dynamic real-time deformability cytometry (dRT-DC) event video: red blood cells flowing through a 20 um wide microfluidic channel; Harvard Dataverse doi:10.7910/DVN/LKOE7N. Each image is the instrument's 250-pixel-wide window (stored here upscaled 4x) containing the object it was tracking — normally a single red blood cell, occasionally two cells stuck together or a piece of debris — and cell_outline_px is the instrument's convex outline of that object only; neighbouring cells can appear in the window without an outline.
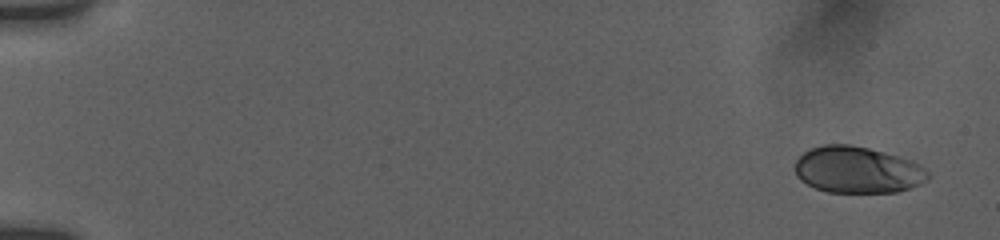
{"species": "human", "species_latin": "Homo sapiens", "temperature_condition": "room temperature", "stored_images_in_passage": 5, "camera_frame_rate_fps": 3000, "um_per_image_px": 0.085, "donor": {"sex": "female"}, "frame": {"image": 1, "passage_image": 1, "time_ms": 0.0, "image_size_px": [1000, 240], "cell_outline_px": [[932, 176], [928, 180], [920, 184], [896, 192], [828, 192], [816, 188], [800, 180], [796, 176], [792, 168], [796, 160], [804, 152], [812, 148], [824, 144], [852, 144], [868, 148], [912, 160], [920, 164]], "centroid_in_image_um": [72.87, 14.43], "position_along_channel_um": 12.1, "area_um2": 36.3}}
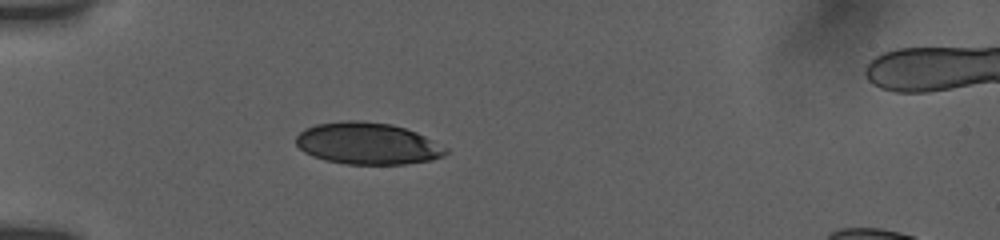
{"frame": {"image": 2, "passage_image": 5, "time_ms": 5.0, "image_size_px": [1000, 240], "cell_outline_px": [[448, 152], [444, 156], [432, 160], [404, 164], [344, 164], [324, 160], [312, 156], [304, 152], [296, 144], [296, 136], [304, 128], [316, 124], [340, 120], [364, 120], [392, 124], [416, 132], [448, 148]], "centroid_in_image_um": [31.22, 12.19], "position_along_channel_um": 53.8, "area_um2": 36.82}}